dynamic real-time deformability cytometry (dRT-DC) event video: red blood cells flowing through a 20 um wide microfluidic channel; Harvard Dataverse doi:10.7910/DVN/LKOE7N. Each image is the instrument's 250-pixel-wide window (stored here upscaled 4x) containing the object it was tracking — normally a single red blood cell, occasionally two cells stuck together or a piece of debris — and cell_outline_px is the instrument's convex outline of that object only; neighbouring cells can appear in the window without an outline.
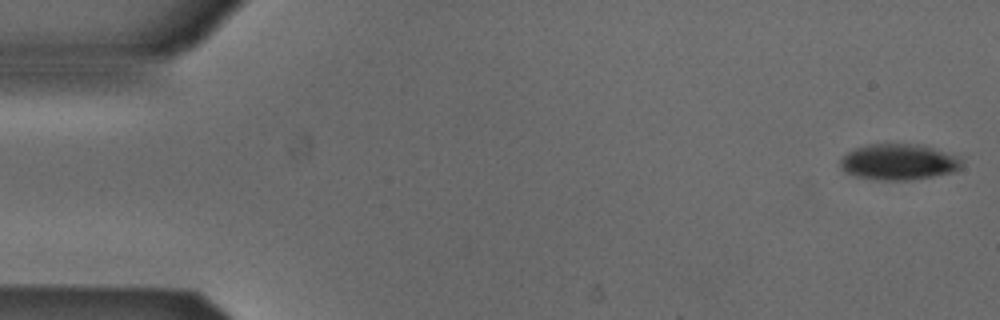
{"species": "Egyptian fruit bat (a non-hibernating species)", "species_latin": "Rousettus aegyptiacus", "temperature_condition": "cold", "stored_images_in_passage": 12, "camera_frame_rate_fps": 3000, "um_per_image_px": 0.085, "animal": {"sex": "male"}, "frame": {"image": 1, "passage_image": 1, "time_ms": 0.0, "image_size_px": [1000, 320], "cell_outline_px": [[960, 168], [952, 172], [932, 176], [908, 180], [876, 180], [856, 176], [844, 172], [840, 168], [840, 160], [848, 152], [856, 148], [868, 144], [916, 144], [932, 148], [956, 156], [960, 160]], "centroid_in_image_um": [76.31, 13.77], "position_along_channel_um": 8.7, "area_um2": 25.09}}